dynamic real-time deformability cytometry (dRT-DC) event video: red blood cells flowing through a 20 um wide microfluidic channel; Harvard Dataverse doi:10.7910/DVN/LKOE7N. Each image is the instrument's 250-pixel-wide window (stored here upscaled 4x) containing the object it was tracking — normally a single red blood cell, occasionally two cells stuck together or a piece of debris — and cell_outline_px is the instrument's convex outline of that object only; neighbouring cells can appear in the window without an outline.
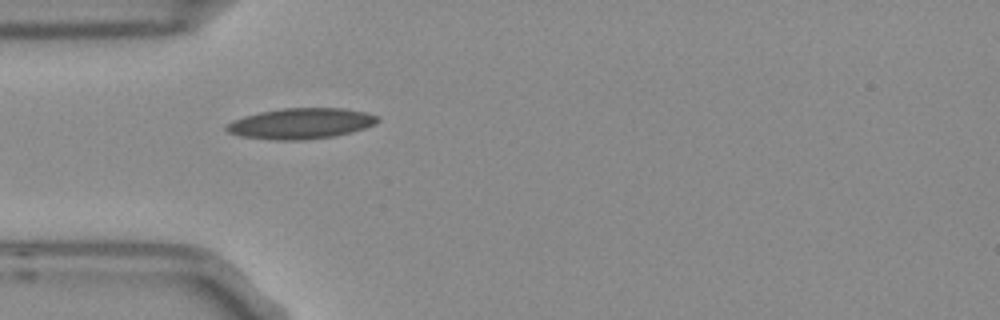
{"species": "Egyptian fruit bat (a non-hibernating species)", "species_latin": "Rousettus aegyptiacus", "temperature_condition": "room temperature", "stored_images_in_passage": 1, "camera_frame_rate_fps": 3000, "um_per_image_px": 0.085, "frame": {"image": 1, "passage_image": 1, "time_ms": 0.0, "image_size_px": [1000, 320], "cell_outline_px": [[380, 120], [376, 124], [352, 132], [332, 136], [304, 140], [276, 140], [240, 136], [228, 132], [224, 128], [232, 120], [244, 116], [260, 112], [284, 108], [344, 108], [364, 112], [376, 116]], "centroid_in_image_um": [25.56, 10.5], "position_along_channel_um": 59.4, "area_um2": 26.93}}